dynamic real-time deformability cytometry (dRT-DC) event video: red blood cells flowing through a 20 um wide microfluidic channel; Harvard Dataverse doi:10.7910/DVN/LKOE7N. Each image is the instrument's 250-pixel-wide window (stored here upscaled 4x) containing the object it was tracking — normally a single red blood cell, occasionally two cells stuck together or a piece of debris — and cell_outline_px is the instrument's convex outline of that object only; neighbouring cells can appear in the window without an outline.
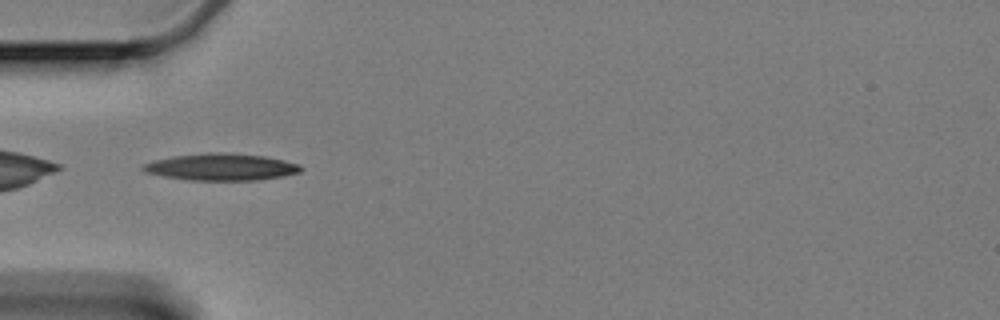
{"species": "Egyptian fruit bat (a non-hibernating species)", "species_latin": "Rousettus aegyptiacus", "temperature_condition": "cold", "stored_images_in_passage": 23, "camera_frame_rate_fps": 3000, "um_per_image_px": 0.085, "animal": {"sex": "female"}, "frame": {"image": 1, "passage_image": 1, "time_ms": 0.0, "image_size_px": [1000, 320], "cell_outline_px": [[304, 168], [300, 172], [280, 176], [256, 180], [188, 180], [164, 176], [144, 172], [140, 168], [144, 164], [156, 160], [172, 156], [208, 152], [224, 152], [264, 156], [284, 160], [300, 164]], "centroid_in_image_um": [18.8, 14.18], "position_along_channel_um": 66.2, "area_um2": 24.68}}
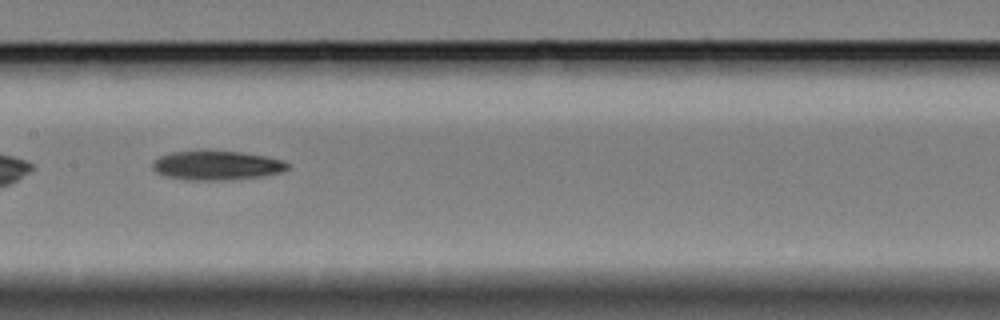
{"frame": {"image": 2, "passage_image": 12, "time_ms": 3.667, "image_size_px": [1000, 320], "cell_outline_px": [[288, 168], [280, 172], [264, 176], [228, 180], [188, 180], [164, 176], [156, 172], [152, 168], [152, 160], [160, 156], [172, 152], [200, 148], [208, 148], [240, 152], [268, 156], [284, 160], [288, 164]], "centroid_in_image_um": [18.37, 14.02], "position_along_channel_um": 189.0, "area_um2": 23.93}}
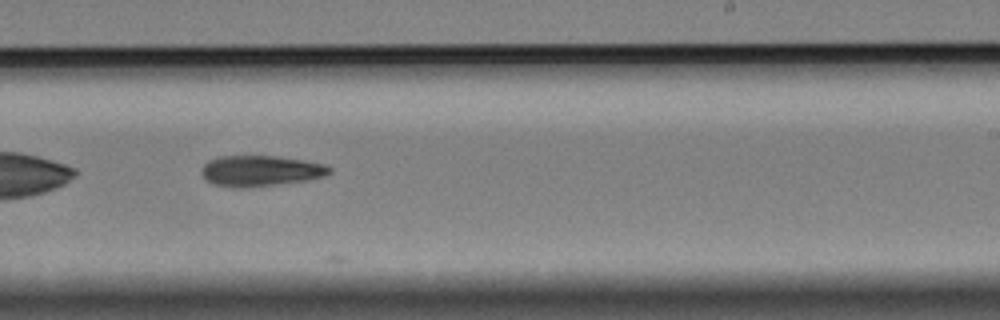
{"frame": {"image": 3, "passage_image": 19, "time_ms": 6.0, "image_size_px": [1000, 320], "cell_outline_px": [[332, 172], [324, 176], [304, 180], [276, 184], [240, 188], [236, 188], [212, 184], [200, 172], [200, 168], [208, 160], [220, 156], [276, 156], [300, 160], [320, 164], [332, 168]], "centroid_in_image_um": [22.07, 14.52], "position_along_channel_um": 266.9, "area_um2": 22.6}}